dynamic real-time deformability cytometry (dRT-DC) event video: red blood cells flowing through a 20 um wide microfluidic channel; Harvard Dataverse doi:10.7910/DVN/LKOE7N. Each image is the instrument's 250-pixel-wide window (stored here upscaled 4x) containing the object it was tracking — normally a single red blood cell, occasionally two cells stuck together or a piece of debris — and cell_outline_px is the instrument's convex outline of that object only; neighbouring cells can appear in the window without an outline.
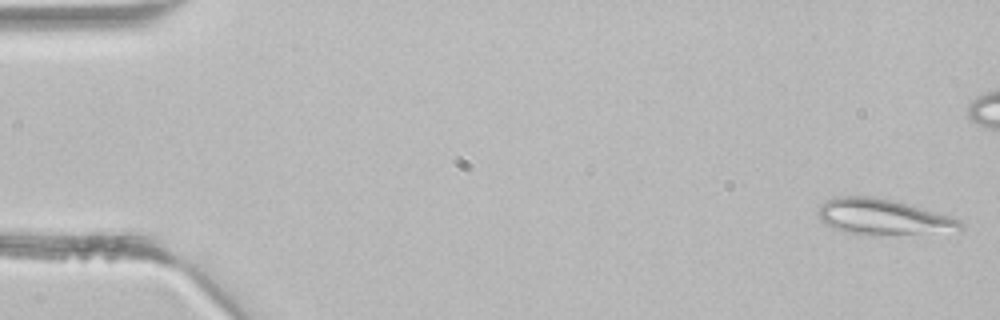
{"species": "common noctule bat (a hibernating species)", "species_latin": "Nyctalus noctula", "temperature_condition": "room temperature", "stored_images_in_passage": 43, "camera_frame_rate_fps": 3000, "um_per_image_px": 0.085, "animal": {"sex": "male", "body_mass_g": 21.5, "forearm_length_mm": 52.0}, "frame": {"image": 1, "passage_image": 1, "time_ms": 0.0, "image_size_px": [1000, 320], "cell_outline_px": [[964, 228], [872, 236], [848, 232], [836, 228], [820, 220], [816, 212], [820, 204], [836, 196], [872, 196], [892, 200], [948, 216], [960, 220], [964, 224]], "centroid_in_image_um": [74.92, 18.41], "position_along_channel_um": 10.1, "area_um2": 28.67}}
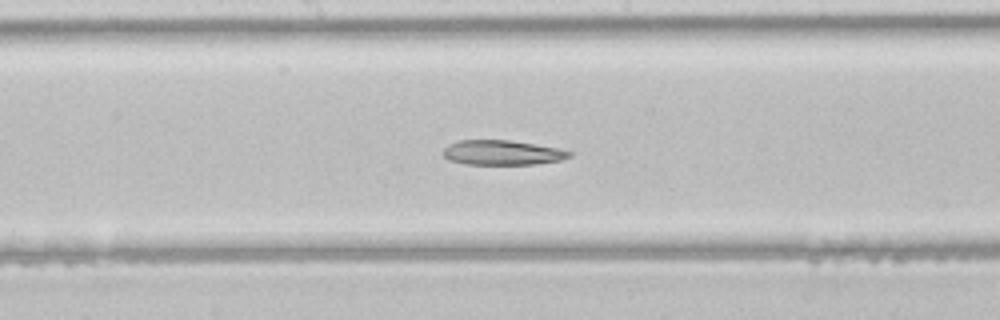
{"frame": {"image": 2, "passage_image": 22, "time_ms": 7.0, "image_size_px": [1000, 320], "cell_outline_px": [[572, 156], [560, 160], [536, 164], [464, 164], [452, 160], [444, 156], [444, 148], [448, 144], [460, 140], [508, 140], [560, 148], [572, 152]], "centroid_in_image_um": [42.72, 12.97], "position_along_channel_um": 205.5, "area_um2": 18.09}}
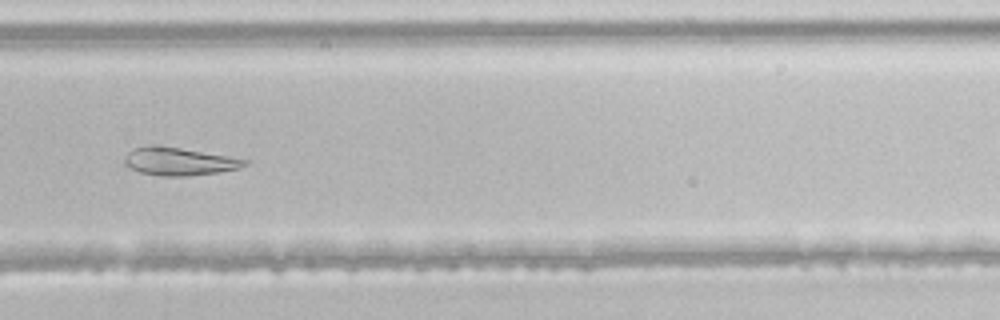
{"frame": {"image": 3, "passage_image": 29, "time_ms": 9.333, "image_size_px": [1000, 320], "cell_outline_px": [[248, 164], [240, 168], [216, 172], [188, 176], [164, 176], [140, 172], [124, 164], [124, 156], [132, 148], [148, 144], [180, 148], [228, 156], [248, 160]], "centroid_in_image_um": [15.18, 13.71], "position_along_channel_um": 314.6, "area_um2": 19.42}}